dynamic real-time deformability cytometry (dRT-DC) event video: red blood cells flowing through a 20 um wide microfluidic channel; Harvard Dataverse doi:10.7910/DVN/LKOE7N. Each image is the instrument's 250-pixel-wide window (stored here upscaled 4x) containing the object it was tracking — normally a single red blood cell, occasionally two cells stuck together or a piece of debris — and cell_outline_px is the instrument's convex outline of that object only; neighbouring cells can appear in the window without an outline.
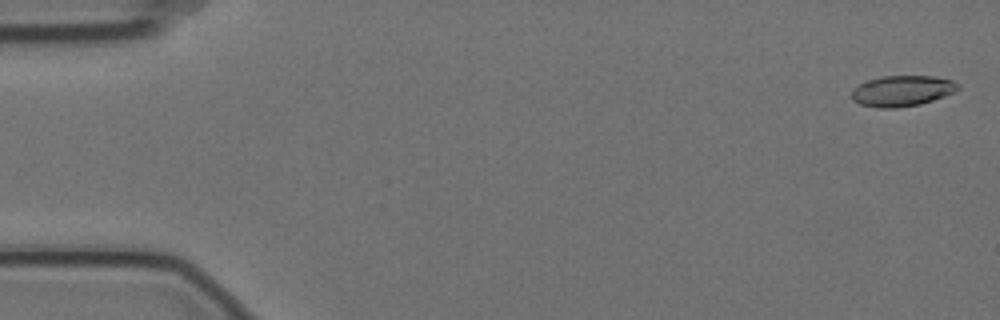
{"species": "Egyptian fruit bat (a non-hibernating species)", "species_latin": "Rousettus aegyptiacus", "temperature_condition": "cold", "stored_images_in_passage": 6, "camera_frame_rate_fps": 3000, "um_per_image_px": 0.085, "animal": {"sex": "female"}, "frame": {"image": 1, "passage_image": 1, "time_ms": 0.0, "image_size_px": [1000, 320], "cell_outline_px": [[960, 88], [956, 92], [920, 104], [896, 108], [880, 108], [860, 104], [852, 100], [852, 88], [868, 80], [880, 76], [932, 76], [952, 80], [960, 84]], "centroid_in_image_um": [76.69, 7.72], "position_along_channel_um": 8.3, "area_um2": 19.13}}
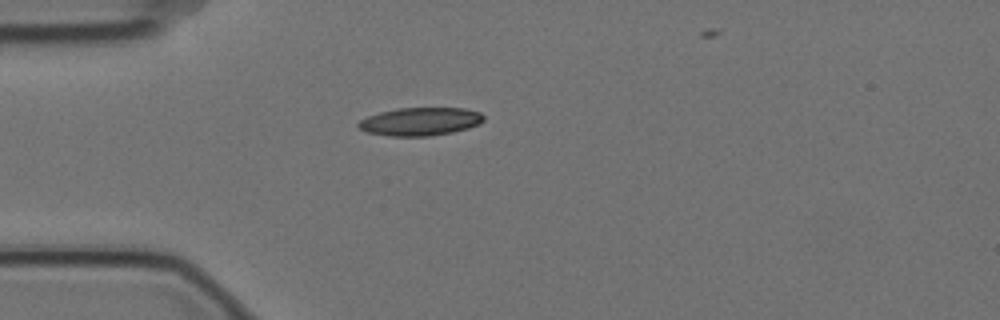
{"frame": {"image": 2, "passage_image": 5, "time_ms": 1.333, "image_size_px": [1000, 320], "cell_outline_px": [[484, 120], [480, 124], [468, 128], [452, 132], [428, 136], [388, 136], [368, 132], [360, 128], [356, 124], [360, 120], [368, 116], [380, 112], [400, 108], [464, 108], [480, 112], [484, 116]], "centroid_in_image_um": [35.74, 10.33], "position_along_channel_um": 49.3, "area_um2": 20.46}}